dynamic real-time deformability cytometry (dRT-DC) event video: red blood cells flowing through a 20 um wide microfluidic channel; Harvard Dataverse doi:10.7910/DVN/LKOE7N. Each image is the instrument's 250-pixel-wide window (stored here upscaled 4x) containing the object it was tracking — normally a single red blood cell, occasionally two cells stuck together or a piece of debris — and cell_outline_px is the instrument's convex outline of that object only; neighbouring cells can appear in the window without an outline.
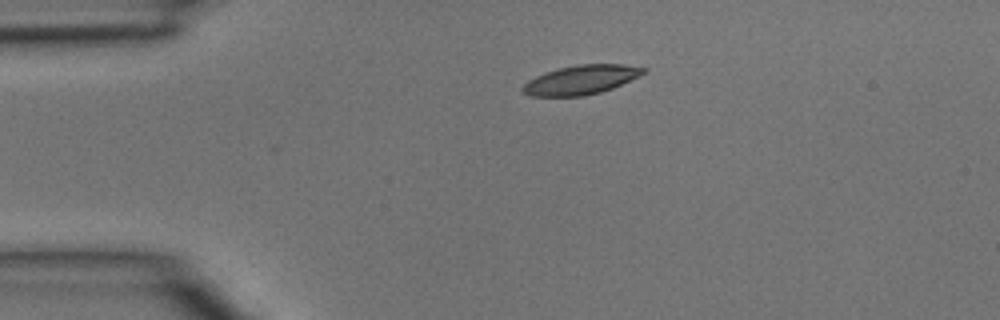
{"species": "common noctule bat (a hibernating species)", "species_latin": "Nyctalus noctula", "temperature_condition": "room temperature", "stored_images_in_passage": 30, "camera_frame_rate_fps": 3000, "um_per_image_px": 0.085, "animal": {"sex": "male", "body_mass_g": 15.6}, "frame": {"image": 1, "passage_image": 1, "time_ms": 0.0, "image_size_px": [1000, 320], "cell_outline_px": [[648, 72], [640, 76], [612, 88], [600, 92], [584, 96], [532, 96], [524, 92], [520, 88], [528, 80], [536, 76], [560, 68], [580, 64], [624, 64], [648, 68]], "centroid_in_image_um": [49.44, 6.78], "position_along_channel_um": 35.6, "area_um2": 20.46}}
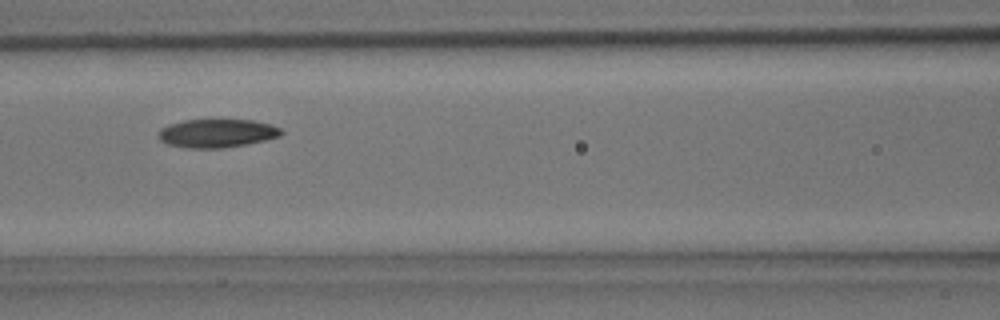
{"frame": {"image": 2, "passage_image": 11, "time_ms": 3.333, "image_size_px": [1000, 320], "cell_outline_px": [[284, 132], [280, 136], [264, 140], [224, 148], [188, 148], [168, 144], [160, 140], [156, 136], [160, 128], [168, 124], [184, 120], [252, 120], [268, 124], [280, 128]], "centroid_in_image_um": [18.39, 11.32], "position_along_channel_um": 148.2, "area_um2": 20.29}}
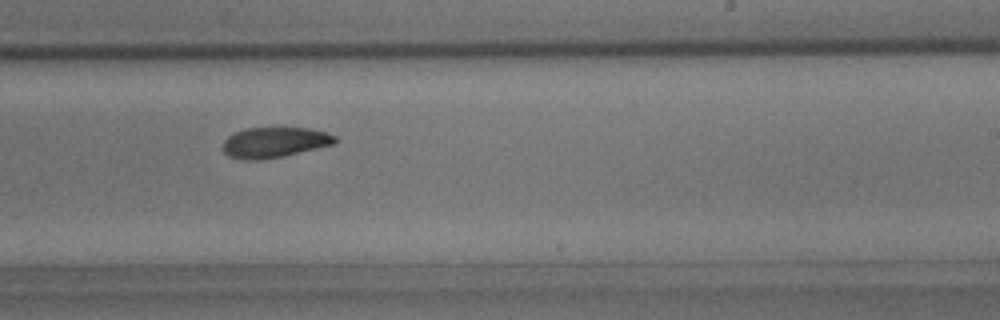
{"frame": {"image": 3, "passage_image": 19, "time_ms": 6.0, "image_size_px": [1000, 320], "cell_outline_px": [[336, 144], [284, 156], [260, 160], [244, 160], [228, 156], [224, 152], [224, 140], [228, 136], [236, 132], [248, 128], [308, 128], [328, 132], [336, 136]], "centroid_in_image_um": [23.37, 12.11], "position_along_channel_um": 265.6, "area_um2": 19.94}}